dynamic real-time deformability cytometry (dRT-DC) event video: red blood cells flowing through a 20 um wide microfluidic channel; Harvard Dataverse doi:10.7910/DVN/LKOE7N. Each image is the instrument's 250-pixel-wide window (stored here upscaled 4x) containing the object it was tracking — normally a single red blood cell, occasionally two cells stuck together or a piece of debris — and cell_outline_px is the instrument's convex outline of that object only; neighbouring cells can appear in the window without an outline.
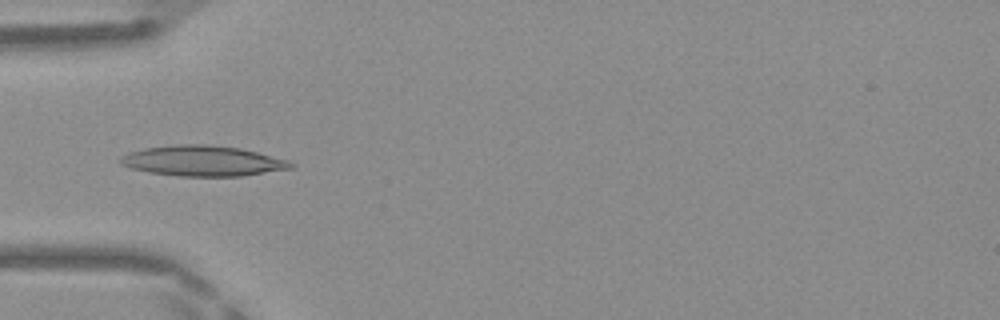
{"species": "Egyptian fruit bat (a non-hibernating species)", "species_latin": "Rousettus aegyptiacus", "temperature_condition": "warm", "stored_images_in_passage": 48, "camera_frame_rate_fps": 3000, "um_per_image_px": 0.085, "frame": {"image": 1, "passage_image": 15, "time_ms": 4.667, "image_size_px": [1000, 320], "cell_outline_px": [[296, 164], [292, 168], [244, 176], [176, 176], [148, 172], [132, 168], [120, 164], [120, 156], [128, 152], [144, 148], [176, 144], [204, 144], [240, 148], [288, 160]], "centroid_in_image_um": [17.22, 13.68], "position_along_channel_um": 67.8, "area_um2": 30.29}}
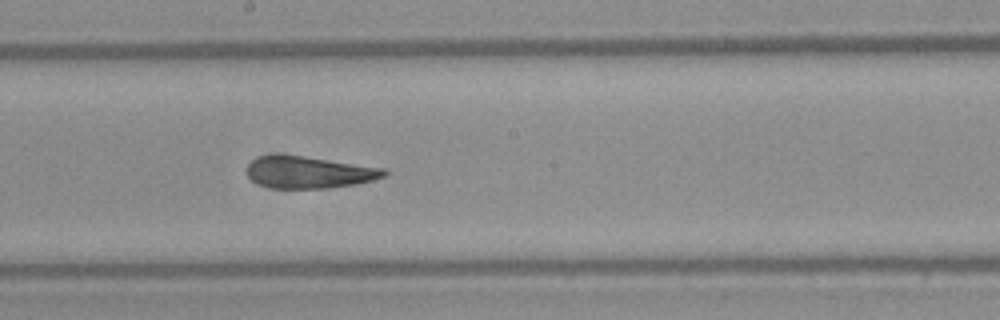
{"frame": {"image": 2, "passage_image": 26, "time_ms": 8.333, "image_size_px": [1000, 320], "cell_outline_px": [[388, 172], [384, 176], [372, 180], [352, 184], [328, 188], [272, 188], [260, 184], [252, 180], [248, 176], [248, 164], [252, 160], [260, 156], [304, 156], [384, 168]], "centroid_in_image_um": [26.27, 14.65], "position_along_channel_um": 221.9, "area_um2": 24.91}}
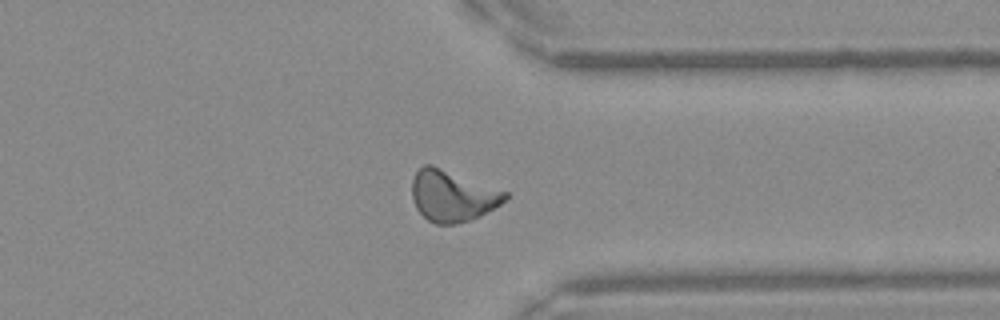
{"frame": {"image": 3, "passage_image": 37, "time_ms": 12.0, "image_size_px": [1000, 320], "cell_outline_px": [[508, 196], [500, 204], [480, 216], [456, 224], [436, 224], [428, 220], [416, 208], [412, 196], [412, 180], [416, 172], [424, 164], [432, 164], [508, 192]], "centroid_in_image_um": [38.44, 16.64], "position_along_channel_um": 373.0, "area_um2": 27.63}, "authors_computed_cell_mechanics": {"area_um2": 26.3857, "velocity_mm_per_s": 4.1958, "shape_relaxation_time_tau1_ms": null, "shape_relaxation_time_tau2_ms": 2.3493, "deformation_change_tau1": null, "deformation_change_tau2": 0.1147}}